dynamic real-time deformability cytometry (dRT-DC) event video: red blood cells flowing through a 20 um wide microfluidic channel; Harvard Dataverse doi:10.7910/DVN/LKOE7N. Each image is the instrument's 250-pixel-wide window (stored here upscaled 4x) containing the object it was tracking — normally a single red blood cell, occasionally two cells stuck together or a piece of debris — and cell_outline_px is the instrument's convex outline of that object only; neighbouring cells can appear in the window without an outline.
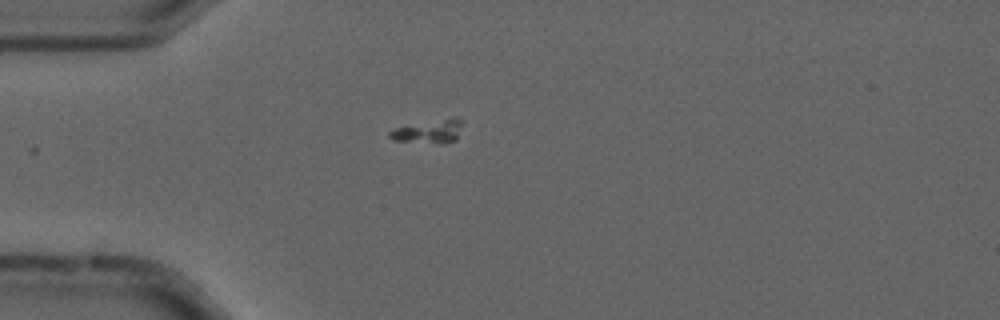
{"species": "common noctule bat (a hibernating species)", "species_latin": "Nyctalus noctula", "temperature_condition": "cold", "stored_images_in_passage": 2, "camera_frame_rate_fps": 3000, "um_per_image_px": 0.085, "animal": {"sex": "male", "forearm_length_mm": 52.5}, "frame": {"image": 1, "passage_image": 2, "time_ms": 0.333, "image_size_px": [1000, 320], "cell_outline_px": [[464, 120], [456, 140], [444, 144], [440, 144], [392, 140], [388, 136], [388, 132], [396, 128], [452, 116], [456, 116]], "centroid_in_image_um": [36.52, 11.17], "position_along_channel_um": 48.5, "area_um2": 10.17}}